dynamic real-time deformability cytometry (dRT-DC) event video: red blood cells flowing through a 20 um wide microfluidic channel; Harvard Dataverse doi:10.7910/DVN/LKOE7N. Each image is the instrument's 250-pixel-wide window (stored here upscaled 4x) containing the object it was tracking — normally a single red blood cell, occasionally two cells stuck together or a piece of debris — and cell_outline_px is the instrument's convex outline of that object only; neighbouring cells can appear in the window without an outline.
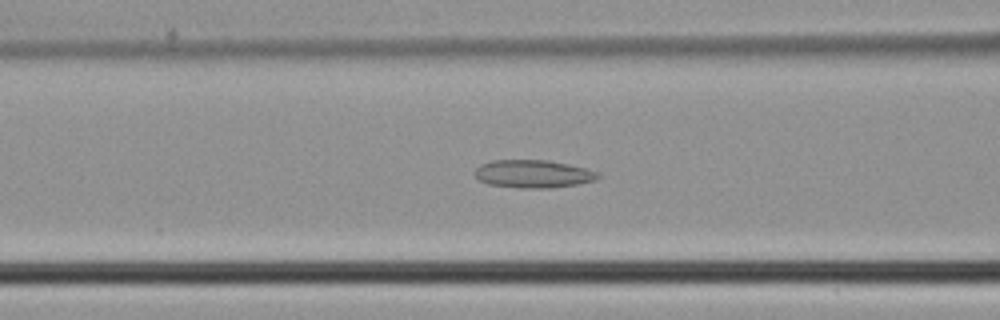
{"species": "common noctule bat (a hibernating species)", "species_latin": "Nyctalus noctula", "temperature_condition": "cold", "stored_images_in_passage": 41, "camera_frame_rate_fps": 3000, "um_per_image_px": 0.085, "animal": {"sex": "male", "body_mass_g": 21.5, "forearm_length_mm": 52.0}, "frame": {"image": 1, "passage_image": 12, "time_ms": 3.667, "image_size_px": [1000, 320], "cell_outline_px": [[600, 176], [596, 180], [576, 184], [548, 188], [520, 188], [488, 184], [476, 180], [472, 172], [480, 164], [492, 160], [548, 160], [568, 164], [600, 172]], "centroid_in_image_um": [45.26, 14.78], "position_along_channel_um": 121.3, "area_um2": 20.23}}
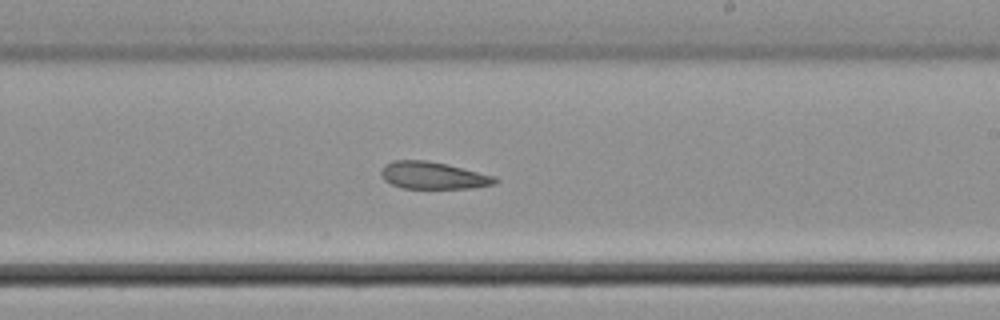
{"frame": {"image": 2, "passage_image": 21, "time_ms": 6.667, "image_size_px": [1000, 320], "cell_outline_px": [[500, 180], [496, 184], [472, 188], [404, 188], [392, 184], [384, 180], [380, 172], [384, 164], [392, 160], [428, 160], [496, 176]], "centroid_in_image_um": [36.83, 14.91], "position_along_channel_um": 252.2, "area_um2": 18.09}}
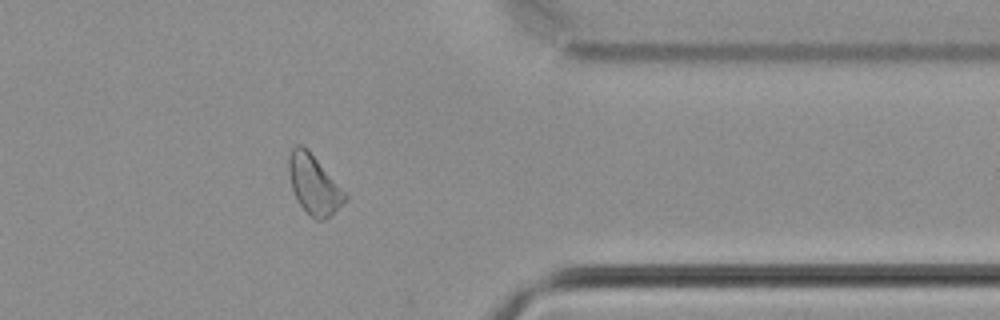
{"frame": {"image": 3, "passage_image": 31, "time_ms": 10.0, "image_size_px": [1000, 320], "cell_outline_px": [[348, 196], [324, 220], [316, 220], [296, 200], [292, 188], [288, 172], [288, 156], [292, 148], [296, 144], [304, 144], [348, 192]], "centroid_in_image_um": [26.67, 15.6], "position_along_channel_um": 384.7, "area_um2": 19.59}}